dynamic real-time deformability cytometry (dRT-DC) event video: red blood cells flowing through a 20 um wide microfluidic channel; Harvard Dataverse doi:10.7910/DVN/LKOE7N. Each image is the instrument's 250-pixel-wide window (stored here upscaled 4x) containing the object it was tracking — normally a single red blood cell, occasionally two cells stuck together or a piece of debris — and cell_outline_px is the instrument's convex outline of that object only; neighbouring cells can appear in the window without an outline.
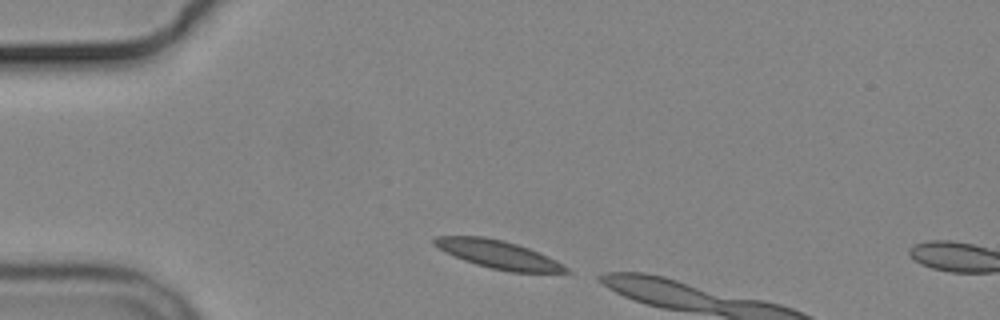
{"species": "common noctule bat (a hibernating species)", "species_latin": "Nyctalus noctula", "temperature_condition": "cold", "stored_images_in_passage": 2, "camera_frame_rate_fps": 3000, "um_per_image_px": 0.085, "animal": {"sex": "male", "body_mass_g": 19.2, "forearm_length_mm": 51.8}, "frame": {"image": 1, "passage_image": 1, "time_ms": 0.0, "image_size_px": [1000, 320], "cell_outline_px": [[572, 272], [512, 272], [492, 268], [476, 264], [464, 260], [444, 252], [436, 248], [432, 244], [432, 240], [436, 236], [484, 236], [516, 244], [528, 248], [556, 260], [568, 268]], "centroid_in_image_um": [42.29, 21.62], "position_along_channel_um": 42.7, "area_um2": 21.33}}